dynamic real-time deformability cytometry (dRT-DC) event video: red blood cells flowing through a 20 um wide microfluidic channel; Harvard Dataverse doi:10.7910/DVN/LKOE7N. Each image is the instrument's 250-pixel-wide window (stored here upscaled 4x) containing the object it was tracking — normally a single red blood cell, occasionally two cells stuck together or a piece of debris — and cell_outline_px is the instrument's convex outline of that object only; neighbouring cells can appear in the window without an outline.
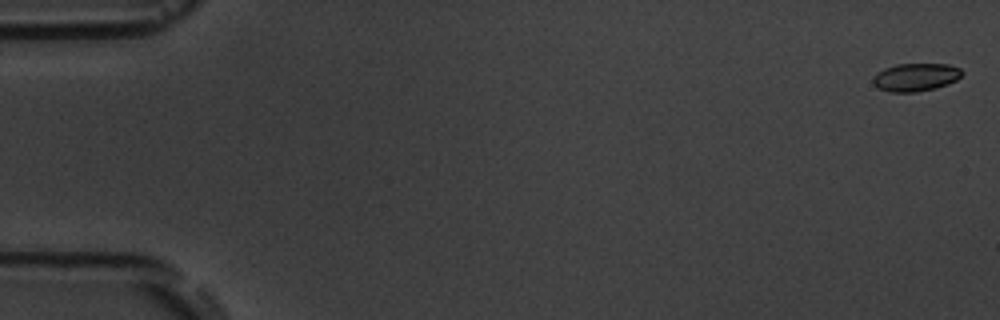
{"species": "common noctule bat (a hibernating species)", "species_latin": "Nyctalus noctula", "temperature_condition": "room temperature", "stored_images_in_passage": 6, "camera_frame_rate_fps": 3000, "um_per_image_px": 0.085, "animal": {"sex": "male", "body_mass_g": 19.5, "forearm_length_mm": 54.6}, "frame": {"image": 1, "passage_image": 1, "time_ms": 0.0, "image_size_px": [1000, 320], "cell_outline_px": [[964, 72], [956, 80], [948, 84], [936, 88], [916, 92], [892, 92], [880, 88], [872, 80], [876, 72], [884, 68], [896, 64], [948, 64], [960, 68]], "centroid_in_image_um": [77.85, 6.55], "position_along_channel_um": 7.1, "area_um2": 14.45}}
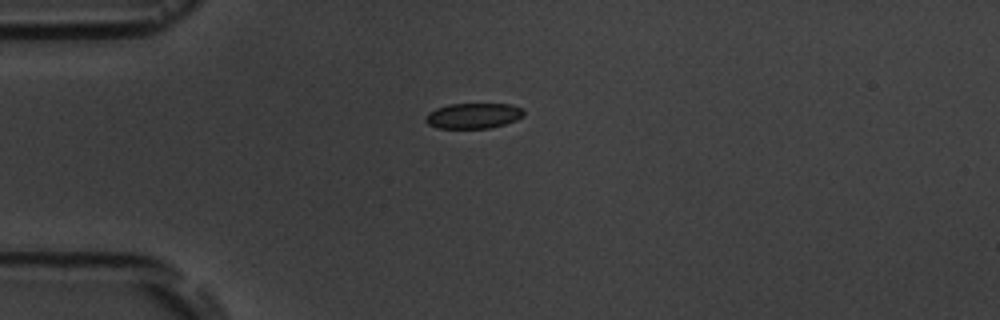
{"frame": {"image": 2, "passage_image": 5, "time_ms": 4.667, "image_size_px": [1000, 320], "cell_outline_px": [[524, 116], [516, 120], [504, 124], [488, 128], [436, 128], [428, 124], [424, 120], [424, 116], [428, 112], [436, 108], [448, 104], [512, 104], [524, 108]], "centroid_in_image_um": [40.22, 9.83], "position_along_channel_um": 44.8, "area_um2": 14.74}}